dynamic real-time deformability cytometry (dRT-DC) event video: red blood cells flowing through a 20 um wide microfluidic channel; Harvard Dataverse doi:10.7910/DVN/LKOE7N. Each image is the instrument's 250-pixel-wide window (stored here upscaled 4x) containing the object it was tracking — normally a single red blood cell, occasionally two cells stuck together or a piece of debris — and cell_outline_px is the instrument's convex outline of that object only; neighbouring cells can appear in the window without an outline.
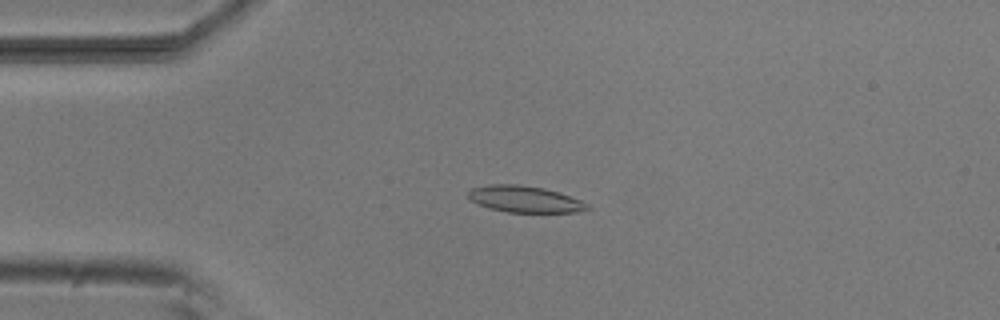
{"species": "common noctule bat (a hibernating species)", "species_latin": "Nyctalus noctula", "temperature_condition": "room temperature", "stored_images_in_passage": 52, "camera_frame_rate_fps": 3000, "um_per_image_px": 0.085, "animal": {"sex": "male", "body_mass_g": 20.5, "forearm_length_mm": 52.5}, "frame": {"image": 1, "passage_image": 12, "time_ms": 3.667, "image_size_px": [1000, 320], "cell_outline_px": [[592, 208], [576, 212], [508, 212], [488, 208], [472, 200], [468, 196], [468, 192], [472, 188], [488, 184], [516, 184], [544, 188], [580, 200], [588, 204]], "centroid_in_image_um": [44.59, 16.93], "position_along_channel_um": 40.4, "area_um2": 18.15}}
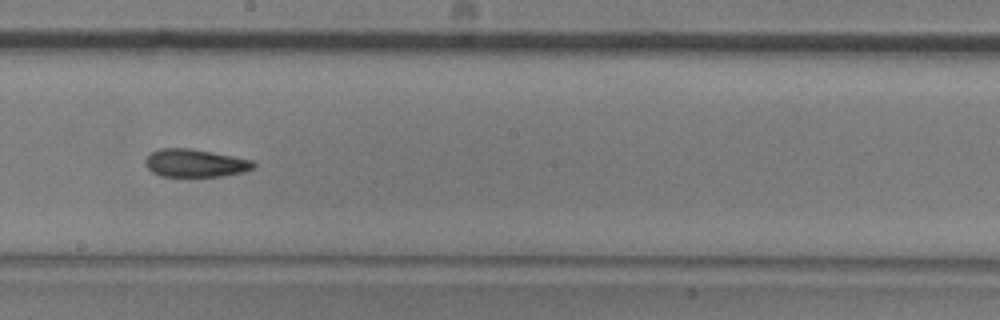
{"frame": {"image": 2, "passage_image": 29, "time_ms": 9.333, "image_size_px": [1000, 320], "cell_outline_px": [[256, 168], [244, 172], [220, 176], [160, 176], [152, 172], [144, 164], [144, 160], [148, 152], [160, 148], [188, 148], [212, 152], [252, 160], [256, 164]], "centroid_in_image_um": [16.55, 13.86], "position_along_channel_um": 231.6, "area_um2": 17.74}}
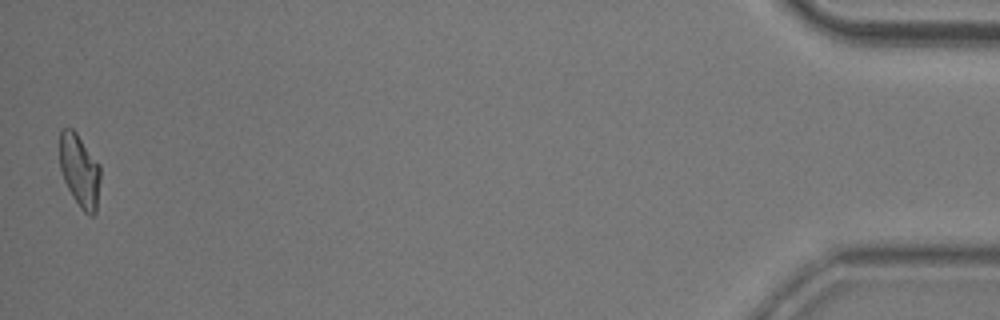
{"frame": {"image": 3, "passage_image": 52, "time_ms": 17.0, "image_size_px": [1000, 320], "cell_outline_px": [[100, 180], [96, 212], [92, 216], [88, 216], [80, 208], [72, 196], [64, 180], [60, 168], [60, 128], [72, 128], [76, 132], [100, 164]], "centroid_in_image_um": [6.78, 14.51], "position_along_channel_um": 428.4, "area_um2": 17.4}, "authors_computed_cell_mechanics": {"area_um2": 17.918, "velocity_mm_per_s": 3.801, "shape_relaxation_time_tau1_ms": 7.3831, "shape_relaxation_time_tau2_ms": 5.6668, "deformation_change_tau1": 0.1715, "deformation_change_tau2": 0.1467}}